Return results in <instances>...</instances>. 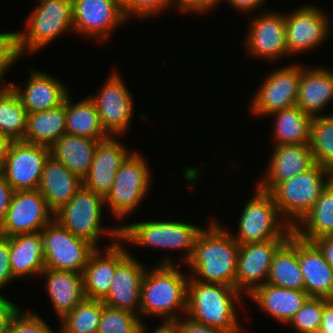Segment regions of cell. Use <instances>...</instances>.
<instances>
[{
  "label": "cell",
  "mask_w": 333,
  "mask_h": 333,
  "mask_svg": "<svg viewBox=\"0 0 333 333\" xmlns=\"http://www.w3.org/2000/svg\"><path fill=\"white\" fill-rule=\"evenodd\" d=\"M209 227L199 232L194 251L186 263L190 267L189 280L223 284L236 288V265L240 244L231 231L211 219Z\"/></svg>",
  "instance_id": "1"
},
{
  "label": "cell",
  "mask_w": 333,
  "mask_h": 333,
  "mask_svg": "<svg viewBox=\"0 0 333 333\" xmlns=\"http://www.w3.org/2000/svg\"><path fill=\"white\" fill-rule=\"evenodd\" d=\"M188 282L189 276L170 257L147 269L141 286L140 316L163 317V322H174L179 314L186 316Z\"/></svg>",
  "instance_id": "2"
},
{
  "label": "cell",
  "mask_w": 333,
  "mask_h": 333,
  "mask_svg": "<svg viewBox=\"0 0 333 333\" xmlns=\"http://www.w3.org/2000/svg\"><path fill=\"white\" fill-rule=\"evenodd\" d=\"M242 298L236 288L189 280L186 317L228 333H239L236 308L243 305Z\"/></svg>",
  "instance_id": "3"
},
{
  "label": "cell",
  "mask_w": 333,
  "mask_h": 333,
  "mask_svg": "<svg viewBox=\"0 0 333 333\" xmlns=\"http://www.w3.org/2000/svg\"><path fill=\"white\" fill-rule=\"evenodd\" d=\"M38 1L39 4L25 20V30L17 32V45L21 57L27 52H39L66 32L74 33L72 0Z\"/></svg>",
  "instance_id": "4"
},
{
  "label": "cell",
  "mask_w": 333,
  "mask_h": 333,
  "mask_svg": "<svg viewBox=\"0 0 333 333\" xmlns=\"http://www.w3.org/2000/svg\"><path fill=\"white\" fill-rule=\"evenodd\" d=\"M332 179V171L315 164L307 171L278 183L269 193L280 215L293 228L315 205L322 190Z\"/></svg>",
  "instance_id": "5"
},
{
  "label": "cell",
  "mask_w": 333,
  "mask_h": 333,
  "mask_svg": "<svg viewBox=\"0 0 333 333\" xmlns=\"http://www.w3.org/2000/svg\"><path fill=\"white\" fill-rule=\"evenodd\" d=\"M104 206L102 195L82 186L69 202L54 213V219L74 236L86 239L99 248V238L103 235L113 238L112 243L120 239V225L113 228L102 226Z\"/></svg>",
  "instance_id": "6"
},
{
  "label": "cell",
  "mask_w": 333,
  "mask_h": 333,
  "mask_svg": "<svg viewBox=\"0 0 333 333\" xmlns=\"http://www.w3.org/2000/svg\"><path fill=\"white\" fill-rule=\"evenodd\" d=\"M203 228L181 221L141 220L120 225V240L137 247L139 245L163 250H184L182 260L186 264L193 254L196 238Z\"/></svg>",
  "instance_id": "7"
},
{
  "label": "cell",
  "mask_w": 333,
  "mask_h": 333,
  "mask_svg": "<svg viewBox=\"0 0 333 333\" xmlns=\"http://www.w3.org/2000/svg\"><path fill=\"white\" fill-rule=\"evenodd\" d=\"M237 229V234H232V237L240 245L287 240L293 232L290 224L280 215L272 195L257 186L242 210Z\"/></svg>",
  "instance_id": "8"
},
{
  "label": "cell",
  "mask_w": 333,
  "mask_h": 333,
  "mask_svg": "<svg viewBox=\"0 0 333 333\" xmlns=\"http://www.w3.org/2000/svg\"><path fill=\"white\" fill-rule=\"evenodd\" d=\"M140 152H133L122 163L116 173L111 190L104 197L117 220H123L145 199L150 190L152 175L148 162Z\"/></svg>",
  "instance_id": "9"
},
{
  "label": "cell",
  "mask_w": 333,
  "mask_h": 333,
  "mask_svg": "<svg viewBox=\"0 0 333 333\" xmlns=\"http://www.w3.org/2000/svg\"><path fill=\"white\" fill-rule=\"evenodd\" d=\"M45 268L83 273L96 247L74 236L54 218L41 231Z\"/></svg>",
  "instance_id": "10"
},
{
  "label": "cell",
  "mask_w": 333,
  "mask_h": 333,
  "mask_svg": "<svg viewBox=\"0 0 333 333\" xmlns=\"http://www.w3.org/2000/svg\"><path fill=\"white\" fill-rule=\"evenodd\" d=\"M50 155L47 146L23 140L13 141L0 167V173L14 191L38 190L43 167Z\"/></svg>",
  "instance_id": "11"
},
{
  "label": "cell",
  "mask_w": 333,
  "mask_h": 333,
  "mask_svg": "<svg viewBox=\"0 0 333 333\" xmlns=\"http://www.w3.org/2000/svg\"><path fill=\"white\" fill-rule=\"evenodd\" d=\"M110 74L97 95L90 98L96 105L105 132L118 138L125 135L131 125L134 102L119 73L113 71Z\"/></svg>",
  "instance_id": "12"
},
{
  "label": "cell",
  "mask_w": 333,
  "mask_h": 333,
  "mask_svg": "<svg viewBox=\"0 0 333 333\" xmlns=\"http://www.w3.org/2000/svg\"><path fill=\"white\" fill-rule=\"evenodd\" d=\"M302 64L293 63L273 70L262 81L250 103V113L270 115L296 105Z\"/></svg>",
  "instance_id": "13"
},
{
  "label": "cell",
  "mask_w": 333,
  "mask_h": 333,
  "mask_svg": "<svg viewBox=\"0 0 333 333\" xmlns=\"http://www.w3.org/2000/svg\"><path fill=\"white\" fill-rule=\"evenodd\" d=\"M53 218L54 213L39 190L14 191L6 217L0 226V235L13 237L41 232Z\"/></svg>",
  "instance_id": "14"
},
{
  "label": "cell",
  "mask_w": 333,
  "mask_h": 333,
  "mask_svg": "<svg viewBox=\"0 0 333 333\" xmlns=\"http://www.w3.org/2000/svg\"><path fill=\"white\" fill-rule=\"evenodd\" d=\"M74 33L97 42L109 40L113 29L127 22L120 0H72Z\"/></svg>",
  "instance_id": "15"
},
{
  "label": "cell",
  "mask_w": 333,
  "mask_h": 333,
  "mask_svg": "<svg viewBox=\"0 0 333 333\" xmlns=\"http://www.w3.org/2000/svg\"><path fill=\"white\" fill-rule=\"evenodd\" d=\"M330 17L312 4L302 5L290 14L285 13L288 54L297 55L321 46L329 35Z\"/></svg>",
  "instance_id": "16"
},
{
  "label": "cell",
  "mask_w": 333,
  "mask_h": 333,
  "mask_svg": "<svg viewBox=\"0 0 333 333\" xmlns=\"http://www.w3.org/2000/svg\"><path fill=\"white\" fill-rule=\"evenodd\" d=\"M248 25L244 42L249 56L271 61L289 55L284 13L263 10Z\"/></svg>",
  "instance_id": "17"
},
{
  "label": "cell",
  "mask_w": 333,
  "mask_h": 333,
  "mask_svg": "<svg viewBox=\"0 0 333 333\" xmlns=\"http://www.w3.org/2000/svg\"><path fill=\"white\" fill-rule=\"evenodd\" d=\"M286 240L240 245L236 267V289L248 296L256 287L266 283L272 258Z\"/></svg>",
  "instance_id": "18"
},
{
  "label": "cell",
  "mask_w": 333,
  "mask_h": 333,
  "mask_svg": "<svg viewBox=\"0 0 333 333\" xmlns=\"http://www.w3.org/2000/svg\"><path fill=\"white\" fill-rule=\"evenodd\" d=\"M108 245L103 254L100 248H96L84 267L83 285L85 297L88 299L103 300L106 297L117 266L130 254L120 239Z\"/></svg>",
  "instance_id": "19"
},
{
  "label": "cell",
  "mask_w": 333,
  "mask_h": 333,
  "mask_svg": "<svg viewBox=\"0 0 333 333\" xmlns=\"http://www.w3.org/2000/svg\"><path fill=\"white\" fill-rule=\"evenodd\" d=\"M269 161L267 172L256 182V186L266 192L316 164L310 144L275 145Z\"/></svg>",
  "instance_id": "20"
},
{
  "label": "cell",
  "mask_w": 333,
  "mask_h": 333,
  "mask_svg": "<svg viewBox=\"0 0 333 333\" xmlns=\"http://www.w3.org/2000/svg\"><path fill=\"white\" fill-rule=\"evenodd\" d=\"M117 136H109L98 141L92 165L83 178V186L105 197L111 190L116 173L126 158L133 152L128 151Z\"/></svg>",
  "instance_id": "21"
},
{
  "label": "cell",
  "mask_w": 333,
  "mask_h": 333,
  "mask_svg": "<svg viewBox=\"0 0 333 333\" xmlns=\"http://www.w3.org/2000/svg\"><path fill=\"white\" fill-rule=\"evenodd\" d=\"M131 255L117 266L111 288L102 302L106 306L127 310L140 317L141 286L146 268Z\"/></svg>",
  "instance_id": "22"
},
{
  "label": "cell",
  "mask_w": 333,
  "mask_h": 333,
  "mask_svg": "<svg viewBox=\"0 0 333 333\" xmlns=\"http://www.w3.org/2000/svg\"><path fill=\"white\" fill-rule=\"evenodd\" d=\"M26 86L9 83L28 113L52 109L61 105L70 93L68 87L49 74L31 70Z\"/></svg>",
  "instance_id": "23"
},
{
  "label": "cell",
  "mask_w": 333,
  "mask_h": 333,
  "mask_svg": "<svg viewBox=\"0 0 333 333\" xmlns=\"http://www.w3.org/2000/svg\"><path fill=\"white\" fill-rule=\"evenodd\" d=\"M298 260L308 296L333 300V268L318 246L298 237Z\"/></svg>",
  "instance_id": "24"
},
{
  "label": "cell",
  "mask_w": 333,
  "mask_h": 333,
  "mask_svg": "<svg viewBox=\"0 0 333 333\" xmlns=\"http://www.w3.org/2000/svg\"><path fill=\"white\" fill-rule=\"evenodd\" d=\"M307 68V69H305ZM333 100V71L302 66L296 105L310 116L323 115Z\"/></svg>",
  "instance_id": "25"
},
{
  "label": "cell",
  "mask_w": 333,
  "mask_h": 333,
  "mask_svg": "<svg viewBox=\"0 0 333 333\" xmlns=\"http://www.w3.org/2000/svg\"><path fill=\"white\" fill-rule=\"evenodd\" d=\"M83 180L52 156L46 159L38 190L55 213L78 192Z\"/></svg>",
  "instance_id": "26"
},
{
  "label": "cell",
  "mask_w": 333,
  "mask_h": 333,
  "mask_svg": "<svg viewBox=\"0 0 333 333\" xmlns=\"http://www.w3.org/2000/svg\"><path fill=\"white\" fill-rule=\"evenodd\" d=\"M247 297L281 324L288 325L309 298L305 290L288 289L268 283L256 287Z\"/></svg>",
  "instance_id": "27"
},
{
  "label": "cell",
  "mask_w": 333,
  "mask_h": 333,
  "mask_svg": "<svg viewBox=\"0 0 333 333\" xmlns=\"http://www.w3.org/2000/svg\"><path fill=\"white\" fill-rule=\"evenodd\" d=\"M43 275L47 294L58 319L61 320L86 298L82 273L45 268L40 277Z\"/></svg>",
  "instance_id": "28"
},
{
  "label": "cell",
  "mask_w": 333,
  "mask_h": 333,
  "mask_svg": "<svg viewBox=\"0 0 333 333\" xmlns=\"http://www.w3.org/2000/svg\"><path fill=\"white\" fill-rule=\"evenodd\" d=\"M10 265L13 277L39 276L45 269L44 245L41 232L9 237Z\"/></svg>",
  "instance_id": "29"
},
{
  "label": "cell",
  "mask_w": 333,
  "mask_h": 333,
  "mask_svg": "<svg viewBox=\"0 0 333 333\" xmlns=\"http://www.w3.org/2000/svg\"><path fill=\"white\" fill-rule=\"evenodd\" d=\"M98 140L65 133L50 147V156L82 180L92 165Z\"/></svg>",
  "instance_id": "30"
},
{
  "label": "cell",
  "mask_w": 333,
  "mask_h": 333,
  "mask_svg": "<svg viewBox=\"0 0 333 333\" xmlns=\"http://www.w3.org/2000/svg\"><path fill=\"white\" fill-rule=\"evenodd\" d=\"M266 283L304 290V280L298 260V236L293 232L273 255Z\"/></svg>",
  "instance_id": "31"
},
{
  "label": "cell",
  "mask_w": 333,
  "mask_h": 333,
  "mask_svg": "<svg viewBox=\"0 0 333 333\" xmlns=\"http://www.w3.org/2000/svg\"><path fill=\"white\" fill-rule=\"evenodd\" d=\"M293 233L311 242L333 236V179L322 190L315 205L293 227Z\"/></svg>",
  "instance_id": "32"
},
{
  "label": "cell",
  "mask_w": 333,
  "mask_h": 333,
  "mask_svg": "<svg viewBox=\"0 0 333 333\" xmlns=\"http://www.w3.org/2000/svg\"><path fill=\"white\" fill-rule=\"evenodd\" d=\"M66 98L58 107L28 113L25 142L50 147L66 133Z\"/></svg>",
  "instance_id": "33"
},
{
  "label": "cell",
  "mask_w": 333,
  "mask_h": 333,
  "mask_svg": "<svg viewBox=\"0 0 333 333\" xmlns=\"http://www.w3.org/2000/svg\"><path fill=\"white\" fill-rule=\"evenodd\" d=\"M72 98L66 96V133L94 140H104L109 135L105 132L97 108L93 100L88 97L78 103H71Z\"/></svg>",
  "instance_id": "34"
},
{
  "label": "cell",
  "mask_w": 333,
  "mask_h": 333,
  "mask_svg": "<svg viewBox=\"0 0 333 333\" xmlns=\"http://www.w3.org/2000/svg\"><path fill=\"white\" fill-rule=\"evenodd\" d=\"M275 116L273 129L274 145L310 144L312 116L297 105L273 112Z\"/></svg>",
  "instance_id": "35"
},
{
  "label": "cell",
  "mask_w": 333,
  "mask_h": 333,
  "mask_svg": "<svg viewBox=\"0 0 333 333\" xmlns=\"http://www.w3.org/2000/svg\"><path fill=\"white\" fill-rule=\"evenodd\" d=\"M28 112L10 85L0 86V132L12 141L24 140Z\"/></svg>",
  "instance_id": "36"
},
{
  "label": "cell",
  "mask_w": 333,
  "mask_h": 333,
  "mask_svg": "<svg viewBox=\"0 0 333 333\" xmlns=\"http://www.w3.org/2000/svg\"><path fill=\"white\" fill-rule=\"evenodd\" d=\"M102 310V300L85 298L61 319L59 333H97Z\"/></svg>",
  "instance_id": "37"
},
{
  "label": "cell",
  "mask_w": 333,
  "mask_h": 333,
  "mask_svg": "<svg viewBox=\"0 0 333 333\" xmlns=\"http://www.w3.org/2000/svg\"><path fill=\"white\" fill-rule=\"evenodd\" d=\"M310 146L315 163L333 172V114L312 117Z\"/></svg>",
  "instance_id": "38"
},
{
  "label": "cell",
  "mask_w": 333,
  "mask_h": 333,
  "mask_svg": "<svg viewBox=\"0 0 333 333\" xmlns=\"http://www.w3.org/2000/svg\"><path fill=\"white\" fill-rule=\"evenodd\" d=\"M146 330V325L137 314L112 308L103 303L97 333H147Z\"/></svg>",
  "instance_id": "39"
},
{
  "label": "cell",
  "mask_w": 333,
  "mask_h": 333,
  "mask_svg": "<svg viewBox=\"0 0 333 333\" xmlns=\"http://www.w3.org/2000/svg\"><path fill=\"white\" fill-rule=\"evenodd\" d=\"M329 299L309 297L288 323L299 333H318L321 327L323 308Z\"/></svg>",
  "instance_id": "40"
},
{
  "label": "cell",
  "mask_w": 333,
  "mask_h": 333,
  "mask_svg": "<svg viewBox=\"0 0 333 333\" xmlns=\"http://www.w3.org/2000/svg\"><path fill=\"white\" fill-rule=\"evenodd\" d=\"M123 13L128 20L131 16L149 18L168 10L175 0H120Z\"/></svg>",
  "instance_id": "41"
},
{
  "label": "cell",
  "mask_w": 333,
  "mask_h": 333,
  "mask_svg": "<svg viewBox=\"0 0 333 333\" xmlns=\"http://www.w3.org/2000/svg\"><path fill=\"white\" fill-rule=\"evenodd\" d=\"M22 58L18 51L17 45V32H1L0 33V86L9 85L5 84L3 79L5 72L11 66ZM4 82V83H3Z\"/></svg>",
  "instance_id": "42"
},
{
  "label": "cell",
  "mask_w": 333,
  "mask_h": 333,
  "mask_svg": "<svg viewBox=\"0 0 333 333\" xmlns=\"http://www.w3.org/2000/svg\"><path fill=\"white\" fill-rule=\"evenodd\" d=\"M7 333H57L32 311H20L12 320Z\"/></svg>",
  "instance_id": "43"
},
{
  "label": "cell",
  "mask_w": 333,
  "mask_h": 333,
  "mask_svg": "<svg viewBox=\"0 0 333 333\" xmlns=\"http://www.w3.org/2000/svg\"><path fill=\"white\" fill-rule=\"evenodd\" d=\"M9 237L0 235V290L5 288L12 280H16L10 265Z\"/></svg>",
  "instance_id": "44"
},
{
  "label": "cell",
  "mask_w": 333,
  "mask_h": 333,
  "mask_svg": "<svg viewBox=\"0 0 333 333\" xmlns=\"http://www.w3.org/2000/svg\"><path fill=\"white\" fill-rule=\"evenodd\" d=\"M218 4H221V0H175L177 10L183 13H196L205 14L207 11H211ZM188 11V12H187Z\"/></svg>",
  "instance_id": "45"
},
{
  "label": "cell",
  "mask_w": 333,
  "mask_h": 333,
  "mask_svg": "<svg viewBox=\"0 0 333 333\" xmlns=\"http://www.w3.org/2000/svg\"><path fill=\"white\" fill-rule=\"evenodd\" d=\"M20 311L16 304L0 295V333L8 332L12 320Z\"/></svg>",
  "instance_id": "46"
},
{
  "label": "cell",
  "mask_w": 333,
  "mask_h": 333,
  "mask_svg": "<svg viewBox=\"0 0 333 333\" xmlns=\"http://www.w3.org/2000/svg\"><path fill=\"white\" fill-rule=\"evenodd\" d=\"M181 320L182 318L177 319L173 322L177 326L179 333H228L219 329L212 328L211 326L194 322L186 316L183 321Z\"/></svg>",
  "instance_id": "47"
},
{
  "label": "cell",
  "mask_w": 333,
  "mask_h": 333,
  "mask_svg": "<svg viewBox=\"0 0 333 333\" xmlns=\"http://www.w3.org/2000/svg\"><path fill=\"white\" fill-rule=\"evenodd\" d=\"M13 193V188L0 173V226L6 217Z\"/></svg>",
  "instance_id": "48"
},
{
  "label": "cell",
  "mask_w": 333,
  "mask_h": 333,
  "mask_svg": "<svg viewBox=\"0 0 333 333\" xmlns=\"http://www.w3.org/2000/svg\"><path fill=\"white\" fill-rule=\"evenodd\" d=\"M223 0H221V3ZM227 1L228 5H231L232 8H235L238 12L242 11L245 13H249L251 11L261 9L262 5L265 4L264 1L266 0H225ZM261 6V7H260Z\"/></svg>",
  "instance_id": "49"
},
{
  "label": "cell",
  "mask_w": 333,
  "mask_h": 333,
  "mask_svg": "<svg viewBox=\"0 0 333 333\" xmlns=\"http://www.w3.org/2000/svg\"><path fill=\"white\" fill-rule=\"evenodd\" d=\"M322 251L326 262L333 268V236H326L313 241Z\"/></svg>",
  "instance_id": "50"
},
{
  "label": "cell",
  "mask_w": 333,
  "mask_h": 333,
  "mask_svg": "<svg viewBox=\"0 0 333 333\" xmlns=\"http://www.w3.org/2000/svg\"><path fill=\"white\" fill-rule=\"evenodd\" d=\"M318 333H333V300H329L323 308L322 322Z\"/></svg>",
  "instance_id": "51"
},
{
  "label": "cell",
  "mask_w": 333,
  "mask_h": 333,
  "mask_svg": "<svg viewBox=\"0 0 333 333\" xmlns=\"http://www.w3.org/2000/svg\"><path fill=\"white\" fill-rule=\"evenodd\" d=\"M12 142L13 141L7 135L0 132V167L4 162L5 156L7 155Z\"/></svg>",
  "instance_id": "52"
},
{
  "label": "cell",
  "mask_w": 333,
  "mask_h": 333,
  "mask_svg": "<svg viewBox=\"0 0 333 333\" xmlns=\"http://www.w3.org/2000/svg\"><path fill=\"white\" fill-rule=\"evenodd\" d=\"M153 333H179L177 326L173 322H163L154 329Z\"/></svg>",
  "instance_id": "53"
}]
</instances>
